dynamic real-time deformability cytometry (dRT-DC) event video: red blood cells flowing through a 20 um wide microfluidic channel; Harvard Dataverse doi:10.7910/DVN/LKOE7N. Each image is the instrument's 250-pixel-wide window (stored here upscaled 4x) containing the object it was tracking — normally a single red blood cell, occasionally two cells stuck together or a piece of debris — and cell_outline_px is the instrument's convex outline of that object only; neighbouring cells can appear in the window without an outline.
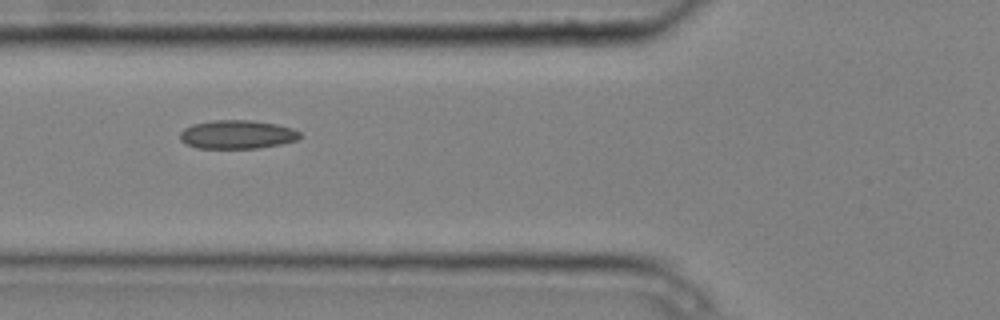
{"species": "common noctule bat (a hibernating species)", "species_latin": "Nyctalus noctula", "temperature_condition": "cold", "stored_images_in_passage": 9, "camera_frame_rate_fps": 3000, "um_per_image_px": 0.085, "animal": {"sex": "male", "body_mass_g": 20.4}, "frame": {"image": 1, "passage_image": 6, "time_ms": 1.667, "image_size_px": [1000, 320], "cell_outline_px": [[300, 136], [296, 140], [280, 144], [260, 148], [196, 148], [184, 144], [180, 140], [180, 132], [184, 128], [192, 124], [212, 120], [248, 120], [276, 124], [292, 128], [300, 132]], "centroid_in_image_um": [20.11, 11.43], "position_along_channel_um": 105.7, "area_um2": 20.06}}
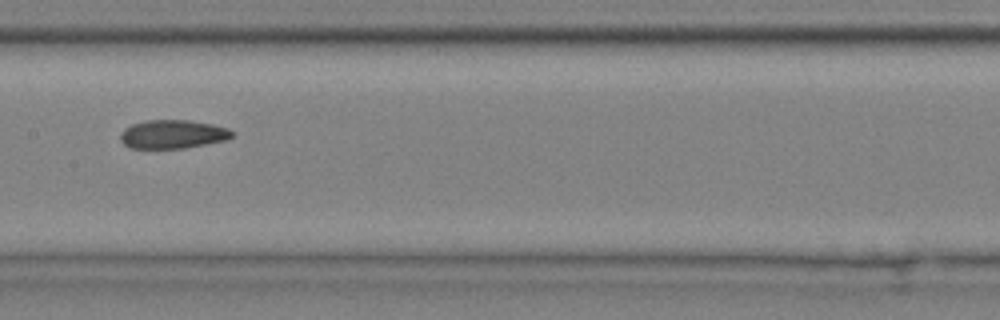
{"frame": {"image": 2, "passage_image": 8, "time_ms": 2.333, "image_size_px": [1000, 320], "cell_outline_px": [[232, 136], [228, 140], [184, 148], [128, 148], [120, 140], [120, 136], [124, 128], [132, 124], [144, 120], [188, 120], [212, 124], [228, 128], [232, 132]], "centroid_in_image_um": [14.67, 11.41], "position_along_channel_um": 192.7, "area_um2": 18.67}}
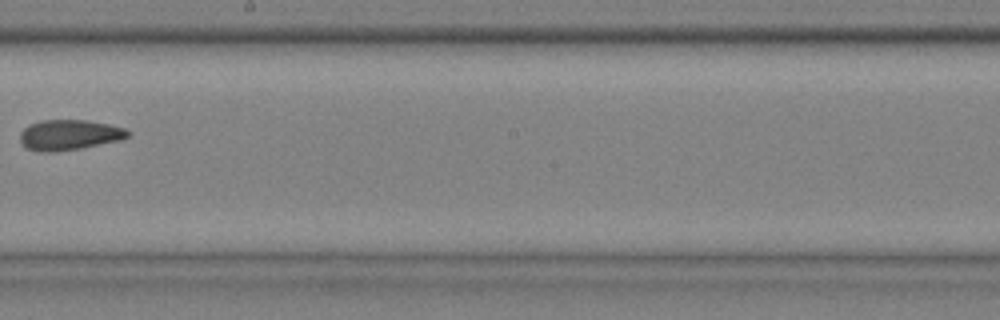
{"frame": {"image": 3, "passage_image": 9, "time_ms": 2.667, "image_size_px": [1000, 320], "cell_outline_px": [[132, 132], [128, 136], [120, 140], [80, 148], [56, 152], [40, 152], [28, 148], [20, 140], [20, 132], [28, 124], [40, 120], [84, 120], [108, 124], [124, 128]], "centroid_in_image_um": [5.87, 11.46], "position_along_channel_um": 242.3, "area_um2": 19.02}}